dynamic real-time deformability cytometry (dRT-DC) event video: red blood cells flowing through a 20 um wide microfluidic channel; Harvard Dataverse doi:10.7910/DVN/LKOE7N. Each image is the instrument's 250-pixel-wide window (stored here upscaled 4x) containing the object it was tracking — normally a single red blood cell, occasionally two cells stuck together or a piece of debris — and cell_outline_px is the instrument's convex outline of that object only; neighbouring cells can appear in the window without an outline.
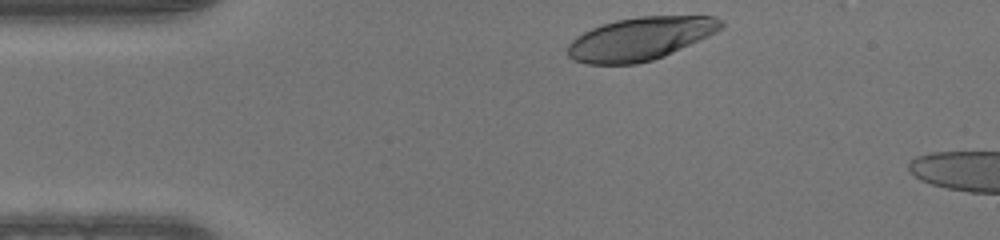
{"species": "human", "species_latin": "Homo sapiens", "temperature_condition": "warm", "stored_images_in_passage": 6, "camera_frame_rate_fps": 3000, "um_per_image_px": 0.085, "donor": {"sex": "male"}, "frame": {"image": 1, "passage_image": 1, "time_ms": 0.0, "image_size_px": [1000, 240], "cell_outline_px": [[724, 28], [708, 36], [664, 56], [652, 60], [636, 64], [588, 64], [572, 60], [568, 56], [568, 44], [576, 36], [592, 28], [616, 20], [640, 16], [716, 16], [724, 24]], "centroid_in_image_um": [54.42, 3.29], "position_along_channel_um": 30.6, "area_um2": 38.32}}